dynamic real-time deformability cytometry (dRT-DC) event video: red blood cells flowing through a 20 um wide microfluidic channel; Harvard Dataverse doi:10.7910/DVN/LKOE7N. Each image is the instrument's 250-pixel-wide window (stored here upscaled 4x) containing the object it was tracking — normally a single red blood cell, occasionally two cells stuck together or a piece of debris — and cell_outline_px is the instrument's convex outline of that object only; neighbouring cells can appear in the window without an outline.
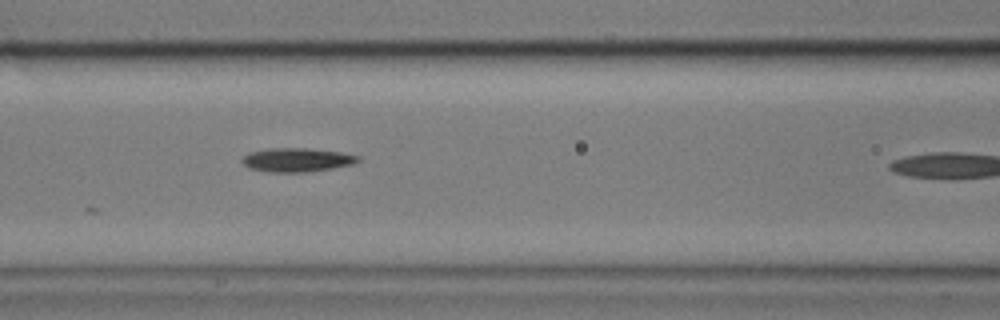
{"species": "common noctule bat (a hibernating species)", "species_latin": "Nyctalus noctula", "temperature_condition": "cold", "stored_images_in_passage": 27, "camera_frame_rate_fps": 3000, "um_per_image_px": 0.085, "animal": {"sex": "male", "body_mass_g": 17.9}, "frame": {"image": 1, "passage_image": 23, "time_ms": 7.333, "image_size_px": [1000, 320], "cell_outline_px": [[360, 160], [356, 164], [332, 168], [304, 172], [268, 172], [248, 168], [240, 160], [248, 152], [264, 148], [308, 148], [340, 152], [360, 156]], "centroid_in_image_um": [25.21, 13.58], "position_along_channel_um": 141.4, "area_um2": 16.3}}